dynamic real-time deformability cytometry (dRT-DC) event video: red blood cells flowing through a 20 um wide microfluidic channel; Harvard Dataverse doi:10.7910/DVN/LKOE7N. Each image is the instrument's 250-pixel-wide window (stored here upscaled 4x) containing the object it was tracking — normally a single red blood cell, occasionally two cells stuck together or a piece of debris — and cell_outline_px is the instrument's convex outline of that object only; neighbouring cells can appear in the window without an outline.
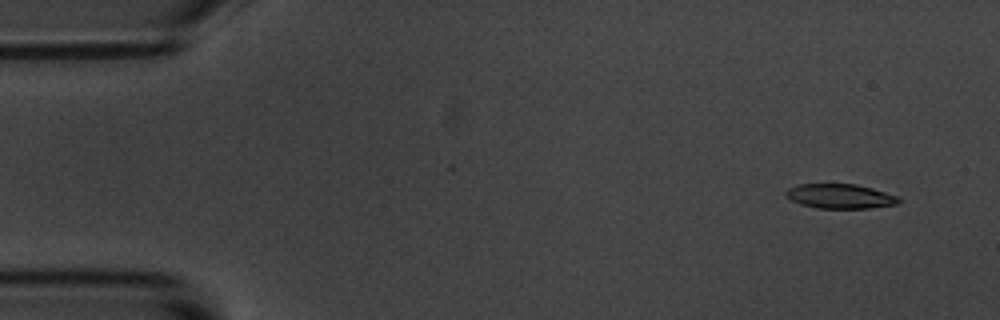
{"species": "common noctule bat (a hibernating species)", "species_latin": "Nyctalus noctula", "temperature_condition": "room temperature", "stored_images_in_passage": 5, "camera_frame_rate_fps": 3000, "um_per_image_px": 0.085, "animal": {"sex": "male", "body_mass_g": 20.1, "forearm_length_mm": 53.5}, "frame": {"image": 1, "passage_image": 1, "time_ms": 0.0, "image_size_px": [1000, 320], "cell_outline_px": [[900, 200], [896, 204], [868, 208], [816, 208], [800, 204], [792, 200], [784, 192], [788, 188], [796, 184], [856, 184], [872, 188], [896, 196]], "centroid_in_image_um": [71.36, 16.67], "position_along_channel_um": 13.6, "area_um2": 15.95}}
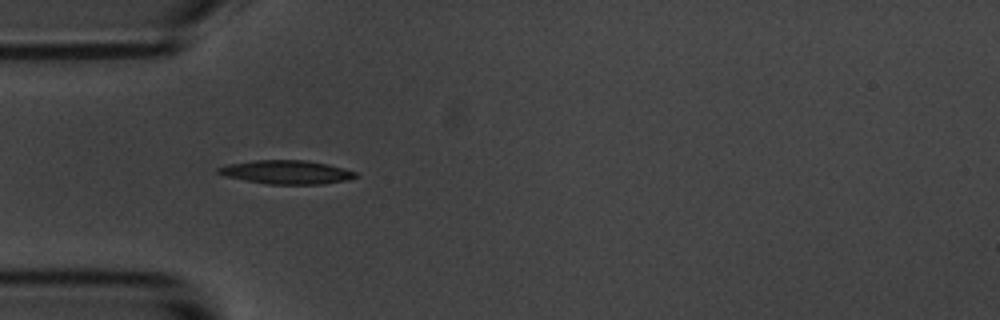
{"frame": {"image": 2, "passage_image": 4, "time_ms": 4.333, "image_size_px": [1000, 320], "cell_outline_px": [[360, 176], [348, 180], [324, 184], [268, 184], [224, 176], [216, 172], [216, 168], [228, 164], [252, 160], [304, 160], [328, 164], [344, 168], [356, 172]], "centroid_in_image_um": [24.37, 14.63], "position_along_channel_um": 60.6, "area_um2": 19.07}}
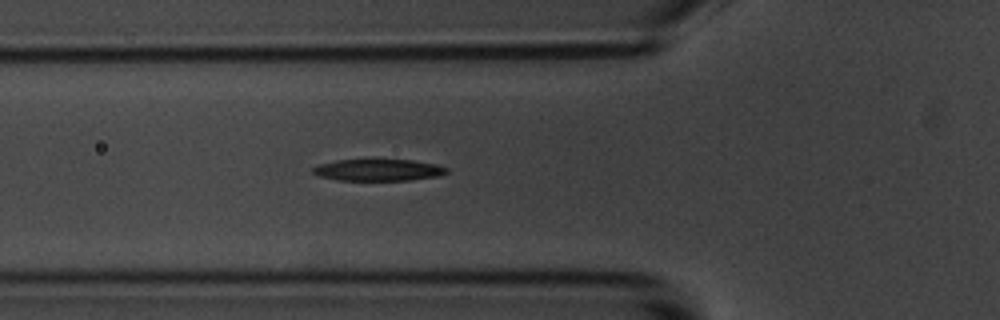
{"frame": {"image": 3, "passage_image": 5, "time_ms": 5.333, "image_size_px": [1000, 320], "cell_outline_px": [[448, 172], [440, 176], [412, 180], [336, 180], [320, 176], [312, 172], [312, 168], [316, 164], [336, 160], [412, 160], [436, 164], [448, 168]], "centroid_in_image_um": [32.15, 14.45], "position_along_channel_um": 93.6, "area_um2": 16.99}}